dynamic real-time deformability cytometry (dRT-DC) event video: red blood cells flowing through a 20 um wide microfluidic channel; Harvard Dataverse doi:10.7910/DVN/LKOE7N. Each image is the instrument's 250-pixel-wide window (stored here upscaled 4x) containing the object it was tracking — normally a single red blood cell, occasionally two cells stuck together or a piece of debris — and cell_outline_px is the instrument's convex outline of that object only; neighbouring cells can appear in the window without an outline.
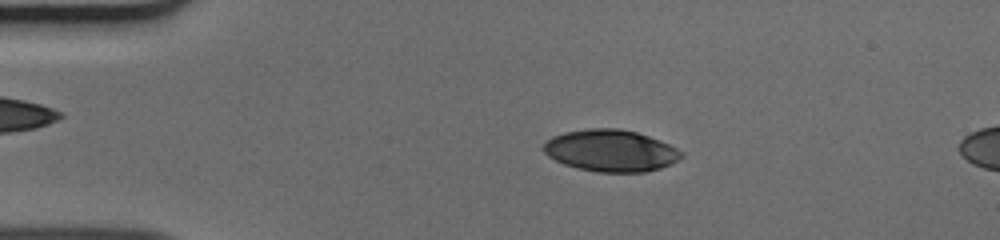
{"species": "human", "species_latin": "Homo sapiens", "temperature_condition": "cold", "stored_images_in_passage": 16, "camera_frame_rate_fps": 3000, "um_per_image_px": 0.085, "donor": {"sex": "male"}, "frame": {"image": 1, "passage_image": 10, "time_ms": 3.0, "image_size_px": [1000, 240], "cell_outline_px": [[684, 156], [660, 168], [644, 172], [600, 172], [580, 168], [564, 164], [548, 156], [544, 152], [544, 144], [552, 136], [564, 132], [588, 128], [620, 128], [636, 132], [660, 140], [684, 152]], "centroid_in_image_um": [51.91, 12.79], "position_along_channel_um": 33.1, "area_um2": 33.35}}